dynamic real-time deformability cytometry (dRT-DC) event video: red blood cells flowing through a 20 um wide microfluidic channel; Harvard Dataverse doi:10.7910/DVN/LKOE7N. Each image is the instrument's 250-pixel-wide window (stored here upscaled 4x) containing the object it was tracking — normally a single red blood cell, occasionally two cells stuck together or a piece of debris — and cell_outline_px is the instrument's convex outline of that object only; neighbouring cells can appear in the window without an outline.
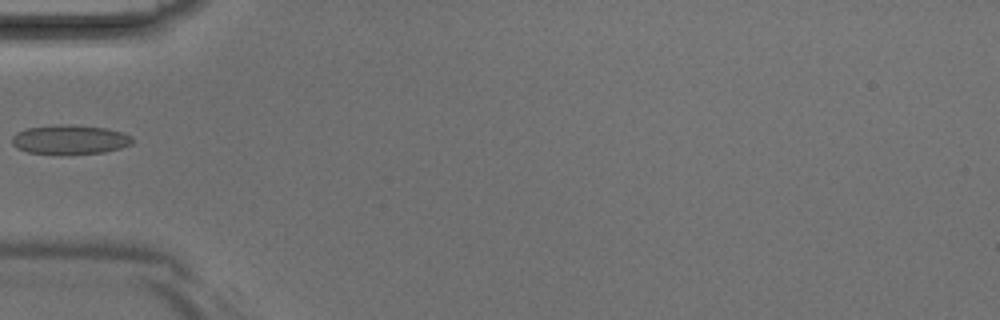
{"species": "Egyptian fruit bat (a non-hibernating species)", "species_latin": "Rousettus aegyptiacus", "temperature_condition": "room temperature", "stored_images_in_passage": 3, "camera_frame_rate_fps": 3000, "um_per_image_px": 0.085, "animal": {"sex": "male"}, "frame": {"image": 1, "passage_image": 3, "time_ms": 0.667, "image_size_px": [1000, 320], "cell_outline_px": [[132, 144], [120, 148], [104, 152], [68, 156], [60, 156], [28, 152], [16, 148], [12, 144], [12, 136], [16, 132], [28, 128], [60, 124], [72, 124], [108, 128], [124, 132], [132, 136]], "centroid_in_image_um": [5.94, 11.89], "position_along_channel_um": 79.1, "area_um2": 21.33}}